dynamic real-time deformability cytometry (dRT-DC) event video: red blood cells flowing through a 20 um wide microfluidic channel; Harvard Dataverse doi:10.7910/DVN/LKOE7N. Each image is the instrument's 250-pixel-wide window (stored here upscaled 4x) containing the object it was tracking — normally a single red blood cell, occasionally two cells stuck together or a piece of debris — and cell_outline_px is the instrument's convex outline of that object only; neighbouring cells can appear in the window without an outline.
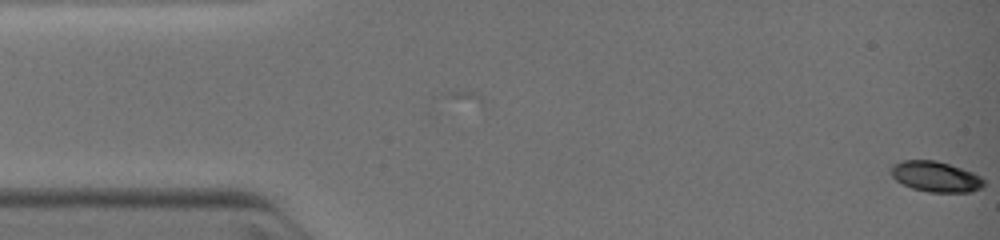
{"species": "common noctule bat (a hibernating species)", "species_latin": "Nyctalus noctula", "temperature_condition": "warm", "stored_images_in_passage": 2, "camera_frame_rate_fps": 3000, "um_per_image_px": 0.085, "animal": {"sex": "female", "body_mass_g": 19.0, "forearm_length_mm": 51.5}, "frame": {"image": 1, "passage_image": 2, "time_ms": 0.333, "image_size_px": [1000, 240], "cell_outline_px": [[984, 184], [980, 188], [968, 192], [928, 192], [912, 188], [896, 180], [892, 176], [888, 168], [892, 164], [904, 160], [936, 160], [972, 172], [980, 176], [984, 180]], "centroid_in_image_um": [79.48, 15.0], "position_along_channel_um": 5.5, "area_um2": 16.47}}